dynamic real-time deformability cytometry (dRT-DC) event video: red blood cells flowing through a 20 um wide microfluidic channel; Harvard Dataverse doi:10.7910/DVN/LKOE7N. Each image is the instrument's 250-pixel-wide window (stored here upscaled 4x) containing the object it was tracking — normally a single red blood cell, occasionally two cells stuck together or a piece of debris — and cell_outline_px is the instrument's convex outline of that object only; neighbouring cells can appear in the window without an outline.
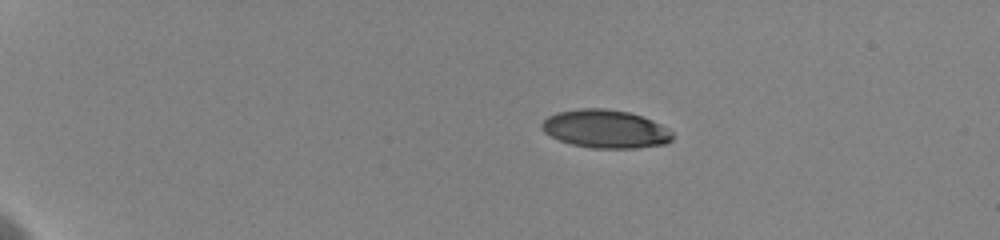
{"species": "human", "species_latin": "Homo sapiens", "temperature_condition": "cold", "stored_images_in_passage": 11, "camera_frame_rate_fps": 3000, "um_per_image_px": 0.085, "donor": {"sex": "female"}, "frame": {"image": 1, "passage_image": 4, "time_ms": 3.333, "image_size_px": [1000, 240], "cell_outline_px": [[672, 140], [664, 144], [636, 148], [592, 148], [572, 144], [560, 140], [544, 132], [540, 124], [548, 116], [556, 112], [580, 108], [604, 108], [628, 112], [652, 120], [668, 128], [672, 132]], "centroid_in_image_um": [51.45, 10.95], "position_along_channel_um": 33.5, "area_um2": 29.02}}